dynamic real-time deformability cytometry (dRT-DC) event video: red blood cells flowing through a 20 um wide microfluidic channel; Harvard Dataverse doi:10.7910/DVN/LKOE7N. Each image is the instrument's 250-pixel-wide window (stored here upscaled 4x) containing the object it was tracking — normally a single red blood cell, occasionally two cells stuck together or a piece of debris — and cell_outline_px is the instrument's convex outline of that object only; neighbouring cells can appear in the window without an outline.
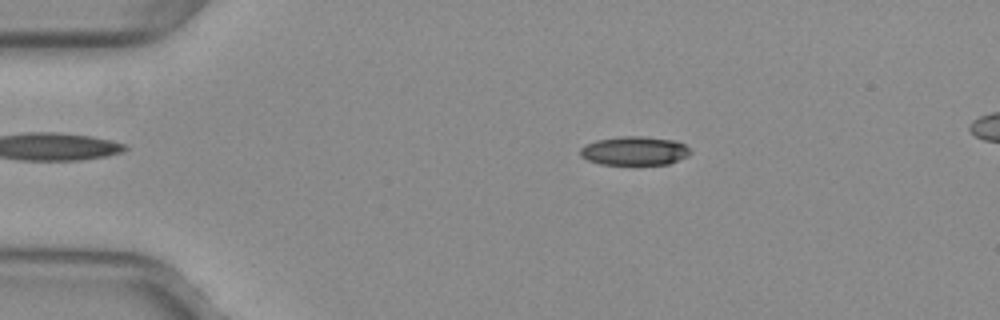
{"species": "common noctule bat (a hibernating species)", "species_latin": "Nyctalus noctula", "temperature_condition": "warm", "stored_images_in_passage": 17, "camera_frame_rate_fps": 3000, "um_per_image_px": 0.085, "animal": {"sex": "female", "body_mass_g": 29.2, "forearm_length_mm": 56.3}, "frame": {"image": 1, "passage_image": 10, "time_ms": 3.0, "image_size_px": [1000, 320], "cell_outline_px": [[692, 152], [688, 156], [668, 164], [600, 164], [588, 160], [580, 156], [580, 148], [596, 140], [620, 136], [640, 136], [676, 140], [684, 144]], "centroid_in_image_um": [53.94, 12.81], "position_along_channel_um": 31.1, "area_um2": 18.44}}